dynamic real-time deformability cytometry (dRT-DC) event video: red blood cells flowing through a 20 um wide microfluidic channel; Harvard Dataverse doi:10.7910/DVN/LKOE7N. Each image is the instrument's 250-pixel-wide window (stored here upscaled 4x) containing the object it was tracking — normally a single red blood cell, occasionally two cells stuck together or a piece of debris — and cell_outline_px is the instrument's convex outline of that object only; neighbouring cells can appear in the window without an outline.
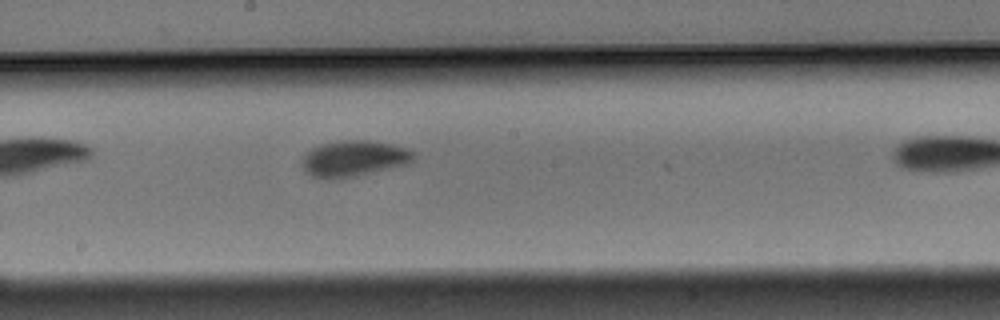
{"species": "Egyptian fruit bat (a non-hibernating species)", "species_latin": "Rousettus aegyptiacus", "temperature_condition": "warm", "stored_images_in_passage": 8, "camera_frame_rate_fps": 3000, "um_per_image_px": 0.085, "animal": {"sex": "male"}, "frame": {"image": 1, "passage_image": 7, "time_ms": 2.0, "image_size_px": [1000, 320], "cell_outline_px": [[416, 156], [408, 164], [392, 168], [340, 180], [328, 180], [312, 176], [304, 172], [300, 164], [300, 160], [312, 148], [320, 144], [340, 140], [368, 140], [392, 144], [416, 152]], "centroid_in_image_um": [30.04, 13.5], "position_along_channel_um": 218.2, "area_um2": 23.99}}